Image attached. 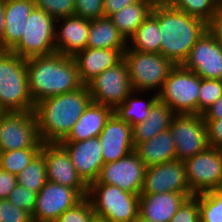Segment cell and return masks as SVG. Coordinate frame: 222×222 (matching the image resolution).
Wrapping results in <instances>:
<instances>
[{
    "mask_svg": "<svg viewBox=\"0 0 222 222\" xmlns=\"http://www.w3.org/2000/svg\"><path fill=\"white\" fill-rule=\"evenodd\" d=\"M89 29L90 20L76 15L56 20V52L74 57L86 48Z\"/></svg>",
    "mask_w": 222,
    "mask_h": 222,
    "instance_id": "obj_20",
    "label": "cell"
},
{
    "mask_svg": "<svg viewBox=\"0 0 222 222\" xmlns=\"http://www.w3.org/2000/svg\"><path fill=\"white\" fill-rule=\"evenodd\" d=\"M222 96V80L200 78L198 114H203Z\"/></svg>",
    "mask_w": 222,
    "mask_h": 222,
    "instance_id": "obj_35",
    "label": "cell"
},
{
    "mask_svg": "<svg viewBox=\"0 0 222 222\" xmlns=\"http://www.w3.org/2000/svg\"><path fill=\"white\" fill-rule=\"evenodd\" d=\"M194 194L140 193L139 214L152 222H169L179 207Z\"/></svg>",
    "mask_w": 222,
    "mask_h": 222,
    "instance_id": "obj_22",
    "label": "cell"
},
{
    "mask_svg": "<svg viewBox=\"0 0 222 222\" xmlns=\"http://www.w3.org/2000/svg\"><path fill=\"white\" fill-rule=\"evenodd\" d=\"M146 166L133 151L128 156L114 162L105 163L96 181L115 185L132 194L140 195L145 177Z\"/></svg>",
    "mask_w": 222,
    "mask_h": 222,
    "instance_id": "obj_14",
    "label": "cell"
},
{
    "mask_svg": "<svg viewBox=\"0 0 222 222\" xmlns=\"http://www.w3.org/2000/svg\"><path fill=\"white\" fill-rule=\"evenodd\" d=\"M210 147L222 149V119L205 120Z\"/></svg>",
    "mask_w": 222,
    "mask_h": 222,
    "instance_id": "obj_42",
    "label": "cell"
},
{
    "mask_svg": "<svg viewBox=\"0 0 222 222\" xmlns=\"http://www.w3.org/2000/svg\"><path fill=\"white\" fill-rule=\"evenodd\" d=\"M207 30L222 45V2L218 4L216 11L213 13L212 19L207 23Z\"/></svg>",
    "mask_w": 222,
    "mask_h": 222,
    "instance_id": "obj_44",
    "label": "cell"
},
{
    "mask_svg": "<svg viewBox=\"0 0 222 222\" xmlns=\"http://www.w3.org/2000/svg\"><path fill=\"white\" fill-rule=\"evenodd\" d=\"M169 222H200L199 194L188 198Z\"/></svg>",
    "mask_w": 222,
    "mask_h": 222,
    "instance_id": "obj_39",
    "label": "cell"
},
{
    "mask_svg": "<svg viewBox=\"0 0 222 222\" xmlns=\"http://www.w3.org/2000/svg\"><path fill=\"white\" fill-rule=\"evenodd\" d=\"M202 115L204 120L222 119V96L217 99Z\"/></svg>",
    "mask_w": 222,
    "mask_h": 222,
    "instance_id": "obj_46",
    "label": "cell"
},
{
    "mask_svg": "<svg viewBox=\"0 0 222 222\" xmlns=\"http://www.w3.org/2000/svg\"><path fill=\"white\" fill-rule=\"evenodd\" d=\"M99 222H135L139 215L140 195L115 185L91 183L86 196Z\"/></svg>",
    "mask_w": 222,
    "mask_h": 222,
    "instance_id": "obj_5",
    "label": "cell"
},
{
    "mask_svg": "<svg viewBox=\"0 0 222 222\" xmlns=\"http://www.w3.org/2000/svg\"><path fill=\"white\" fill-rule=\"evenodd\" d=\"M113 113L112 108L91 101L62 141H83L98 137Z\"/></svg>",
    "mask_w": 222,
    "mask_h": 222,
    "instance_id": "obj_24",
    "label": "cell"
},
{
    "mask_svg": "<svg viewBox=\"0 0 222 222\" xmlns=\"http://www.w3.org/2000/svg\"><path fill=\"white\" fill-rule=\"evenodd\" d=\"M84 197L74 188L46 181L37 193L33 222H55L67 209Z\"/></svg>",
    "mask_w": 222,
    "mask_h": 222,
    "instance_id": "obj_13",
    "label": "cell"
},
{
    "mask_svg": "<svg viewBox=\"0 0 222 222\" xmlns=\"http://www.w3.org/2000/svg\"><path fill=\"white\" fill-rule=\"evenodd\" d=\"M135 222H152L149 219L143 218L140 214L138 215V218L136 219Z\"/></svg>",
    "mask_w": 222,
    "mask_h": 222,
    "instance_id": "obj_49",
    "label": "cell"
},
{
    "mask_svg": "<svg viewBox=\"0 0 222 222\" xmlns=\"http://www.w3.org/2000/svg\"><path fill=\"white\" fill-rule=\"evenodd\" d=\"M140 0H103L104 17L120 11L123 7L139 2Z\"/></svg>",
    "mask_w": 222,
    "mask_h": 222,
    "instance_id": "obj_45",
    "label": "cell"
},
{
    "mask_svg": "<svg viewBox=\"0 0 222 222\" xmlns=\"http://www.w3.org/2000/svg\"><path fill=\"white\" fill-rule=\"evenodd\" d=\"M199 91L200 77L182 65H176L158 93V99L175 114H198Z\"/></svg>",
    "mask_w": 222,
    "mask_h": 222,
    "instance_id": "obj_7",
    "label": "cell"
},
{
    "mask_svg": "<svg viewBox=\"0 0 222 222\" xmlns=\"http://www.w3.org/2000/svg\"><path fill=\"white\" fill-rule=\"evenodd\" d=\"M200 222H222V189L199 194Z\"/></svg>",
    "mask_w": 222,
    "mask_h": 222,
    "instance_id": "obj_33",
    "label": "cell"
},
{
    "mask_svg": "<svg viewBox=\"0 0 222 222\" xmlns=\"http://www.w3.org/2000/svg\"><path fill=\"white\" fill-rule=\"evenodd\" d=\"M158 21L150 14L127 41V48L139 52L160 53Z\"/></svg>",
    "mask_w": 222,
    "mask_h": 222,
    "instance_id": "obj_30",
    "label": "cell"
},
{
    "mask_svg": "<svg viewBox=\"0 0 222 222\" xmlns=\"http://www.w3.org/2000/svg\"><path fill=\"white\" fill-rule=\"evenodd\" d=\"M40 152L46 163L47 180L76 189L87 196L88 185L78 175L66 150L59 143H43Z\"/></svg>",
    "mask_w": 222,
    "mask_h": 222,
    "instance_id": "obj_16",
    "label": "cell"
},
{
    "mask_svg": "<svg viewBox=\"0 0 222 222\" xmlns=\"http://www.w3.org/2000/svg\"><path fill=\"white\" fill-rule=\"evenodd\" d=\"M98 139L104 164L124 158L134 151L132 126L115 113L107 120Z\"/></svg>",
    "mask_w": 222,
    "mask_h": 222,
    "instance_id": "obj_19",
    "label": "cell"
},
{
    "mask_svg": "<svg viewBox=\"0 0 222 222\" xmlns=\"http://www.w3.org/2000/svg\"><path fill=\"white\" fill-rule=\"evenodd\" d=\"M35 8L43 10L55 20L75 15L74 0H34Z\"/></svg>",
    "mask_w": 222,
    "mask_h": 222,
    "instance_id": "obj_36",
    "label": "cell"
},
{
    "mask_svg": "<svg viewBox=\"0 0 222 222\" xmlns=\"http://www.w3.org/2000/svg\"><path fill=\"white\" fill-rule=\"evenodd\" d=\"M4 33V0L0 1V50H2V38Z\"/></svg>",
    "mask_w": 222,
    "mask_h": 222,
    "instance_id": "obj_47",
    "label": "cell"
},
{
    "mask_svg": "<svg viewBox=\"0 0 222 222\" xmlns=\"http://www.w3.org/2000/svg\"><path fill=\"white\" fill-rule=\"evenodd\" d=\"M154 5H172L175 0H152Z\"/></svg>",
    "mask_w": 222,
    "mask_h": 222,
    "instance_id": "obj_48",
    "label": "cell"
},
{
    "mask_svg": "<svg viewBox=\"0 0 222 222\" xmlns=\"http://www.w3.org/2000/svg\"><path fill=\"white\" fill-rule=\"evenodd\" d=\"M174 115L175 113L164 102L157 99L150 108L146 120L132 126L134 147L167 130Z\"/></svg>",
    "mask_w": 222,
    "mask_h": 222,
    "instance_id": "obj_26",
    "label": "cell"
},
{
    "mask_svg": "<svg viewBox=\"0 0 222 222\" xmlns=\"http://www.w3.org/2000/svg\"><path fill=\"white\" fill-rule=\"evenodd\" d=\"M55 29L56 20L43 10L34 8L26 21L22 38L10 51L25 59L55 53Z\"/></svg>",
    "mask_w": 222,
    "mask_h": 222,
    "instance_id": "obj_8",
    "label": "cell"
},
{
    "mask_svg": "<svg viewBox=\"0 0 222 222\" xmlns=\"http://www.w3.org/2000/svg\"><path fill=\"white\" fill-rule=\"evenodd\" d=\"M75 15L87 20L104 17L103 0H74Z\"/></svg>",
    "mask_w": 222,
    "mask_h": 222,
    "instance_id": "obj_41",
    "label": "cell"
},
{
    "mask_svg": "<svg viewBox=\"0 0 222 222\" xmlns=\"http://www.w3.org/2000/svg\"><path fill=\"white\" fill-rule=\"evenodd\" d=\"M168 129L175 142L176 160L185 161L209 147L201 114H175Z\"/></svg>",
    "mask_w": 222,
    "mask_h": 222,
    "instance_id": "obj_11",
    "label": "cell"
},
{
    "mask_svg": "<svg viewBox=\"0 0 222 222\" xmlns=\"http://www.w3.org/2000/svg\"><path fill=\"white\" fill-rule=\"evenodd\" d=\"M86 47L99 49H126L127 41L109 17L90 21Z\"/></svg>",
    "mask_w": 222,
    "mask_h": 222,
    "instance_id": "obj_27",
    "label": "cell"
},
{
    "mask_svg": "<svg viewBox=\"0 0 222 222\" xmlns=\"http://www.w3.org/2000/svg\"><path fill=\"white\" fill-rule=\"evenodd\" d=\"M164 192L193 194L189 189L184 161L174 160L146 167L141 193Z\"/></svg>",
    "mask_w": 222,
    "mask_h": 222,
    "instance_id": "obj_17",
    "label": "cell"
},
{
    "mask_svg": "<svg viewBox=\"0 0 222 222\" xmlns=\"http://www.w3.org/2000/svg\"><path fill=\"white\" fill-rule=\"evenodd\" d=\"M34 8V0H4L2 50L10 51L20 41L26 21Z\"/></svg>",
    "mask_w": 222,
    "mask_h": 222,
    "instance_id": "obj_23",
    "label": "cell"
},
{
    "mask_svg": "<svg viewBox=\"0 0 222 222\" xmlns=\"http://www.w3.org/2000/svg\"><path fill=\"white\" fill-rule=\"evenodd\" d=\"M55 222H97V220L89 199L84 197L60 215Z\"/></svg>",
    "mask_w": 222,
    "mask_h": 222,
    "instance_id": "obj_37",
    "label": "cell"
},
{
    "mask_svg": "<svg viewBox=\"0 0 222 222\" xmlns=\"http://www.w3.org/2000/svg\"><path fill=\"white\" fill-rule=\"evenodd\" d=\"M151 15L160 29V53L175 65H182L190 50L207 30V23L172 5H154Z\"/></svg>",
    "mask_w": 222,
    "mask_h": 222,
    "instance_id": "obj_3",
    "label": "cell"
},
{
    "mask_svg": "<svg viewBox=\"0 0 222 222\" xmlns=\"http://www.w3.org/2000/svg\"><path fill=\"white\" fill-rule=\"evenodd\" d=\"M26 68L28 89L35 104L83 86L75 59L58 52L27 58Z\"/></svg>",
    "mask_w": 222,
    "mask_h": 222,
    "instance_id": "obj_1",
    "label": "cell"
},
{
    "mask_svg": "<svg viewBox=\"0 0 222 222\" xmlns=\"http://www.w3.org/2000/svg\"><path fill=\"white\" fill-rule=\"evenodd\" d=\"M182 66L200 78L222 80V45L206 30L192 47Z\"/></svg>",
    "mask_w": 222,
    "mask_h": 222,
    "instance_id": "obj_15",
    "label": "cell"
},
{
    "mask_svg": "<svg viewBox=\"0 0 222 222\" xmlns=\"http://www.w3.org/2000/svg\"><path fill=\"white\" fill-rule=\"evenodd\" d=\"M41 148H24L0 153V168L17 176L40 152Z\"/></svg>",
    "mask_w": 222,
    "mask_h": 222,
    "instance_id": "obj_32",
    "label": "cell"
},
{
    "mask_svg": "<svg viewBox=\"0 0 222 222\" xmlns=\"http://www.w3.org/2000/svg\"><path fill=\"white\" fill-rule=\"evenodd\" d=\"M68 153L78 175L87 184L96 181L104 165L98 137L83 141H60Z\"/></svg>",
    "mask_w": 222,
    "mask_h": 222,
    "instance_id": "obj_18",
    "label": "cell"
},
{
    "mask_svg": "<svg viewBox=\"0 0 222 222\" xmlns=\"http://www.w3.org/2000/svg\"><path fill=\"white\" fill-rule=\"evenodd\" d=\"M190 191L194 194L222 189V149L208 147L184 161Z\"/></svg>",
    "mask_w": 222,
    "mask_h": 222,
    "instance_id": "obj_10",
    "label": "cell"
},
{
    "mask_svg": "<svg viewBox=\"0 0 222 222\" xmlns=\"http://www.w3.org/2000/svg\"><path fill=\"white\" fill-rule=\"evenodd\" d=\"M34 111L0 113V151L41 148Z\"/></svg>",
    "mask_w": 222,
    "mask_h": 222,
    "instance_id": "obj_9",
    "label": "cell"
},
{
    "mask_svg": "<svg viewBox=\"0 0 222 222\" xmlns=\"http://www.w3.org/2000/svg\"><path fill=\"white\" fill-rule=\"evenodd\" d=\"M0 222H33L26 210L20 209L8 199L0 200Z\"/></svg>",
    "mask_w": 222,
    "mask_h": 222,
    "instance_id": "obj_40",
    "label": "cell"
},
{
    "mask_svg": "<svg viewBox=\"0 0 222 222\" xmlns=\"http://www.w3.org/2000/svg\"><path fill=\"white\" fill-rule=\"evenodd\" d=\"M153 6L154 3L152 0H140L139 2L123 7L109 18L124 39L128 41L136 29L149 17Z\"/></svg>",
    "mask_w": 222,
    "mask_h": 222,
    "instance_id": "obj_28",
    "label": "cell"
},
{
    "mask_svg": "<svg viewBox=\"0 0 222 222\" xmlns=\"http://www.w3.org/2000/svg\"><path fill=\"white\" fill-rule=\"evenodd\" d=\"M125 49L88 48L78 52L73 58L77 64L80 81L87 85L106 69L123 60Z\"/></svg>",
    "mask_w": 222,
    "mask_h": 222,
    "instance_id": "obj_21",
    "label": "cell"
},
{
    "mask_svg": "<svg viewBox=\"0 0 222 222\" xmlns=\"http://www.w3.org/2000/svg\"><path fill=\"white\" fill-rule=\"evenodd\" d=\"M17 183V176L0 168V200L8 199Z\"/></svg>",
    "mask_w": 222,
    "mask_h": 222,
    "instance_id": "obj_43",
    "label": "cell"
},
{
    "mask_svg": "<svg viewBox=\"0 0 222 222\" xmlns=\"http://www.w3.org/2000/svg\"><path fill=\"white\" fill-rule=\"evenodd\" d=\"M29 89L26 59L9 50H0V111H34Z\"/></svg>",
    "mask_w": 222,
    "mask_h": 222,
    "instance_id": "obj_4",
    "label": "cell"
},
{
    "mask_svg": "<svg viewBox=\"0 0 222 222\" xmlns=\"http://www.w3.org/2000/svg\"><path fill=\"white\" fill-rule=\"evenodd\" d=\"M123 60L127 65L133 91L159 93L171 70L176 66L161 53L139 52L126 48Z\"/></svg>",
    "mask_w": 222,
    "mask_h": 222,
    "instance_id": "obj_6",
    "label": "cell"
},
{
    "mask_svg": "<svg viewBox=\"0 0 222 222\" xmlns=\"http://www.w3.org/2000/svg\"><path fill=\"white\" fill-rule=\"evenodd\" d=\"M91 101L89 89L83 85L76 91L37 102L34 113L41 141L59 143L64 140Z\"/></svg>",
    "mask_w": 222,
    "mask_h": 222,
    "instance_id": "obj_2",
    "label": "cell"
},
{
    "mask_svg": "<svg viewBox=\"0 0 222 222\" xmlns=\"http://www.w3.org/2000/svg\"><path fill=\"white\" fill-rule=\"evenodd\" d=\"M87 87L93 102L113 110L133 92L124 60L100 73L87 84Z\"/></svg>",
    "mask_w": 222,
    "mask_h": 222,
    "instance_id": "obj_12",
    "label": "cell"
},
{
    "mask_svg": "<svg viewBox=\"0 0 222 222\" xmlns=\"http://www.w3.org/2000/svg\"><path fill=\"white\" fill-rule=\"evenodd\" d=\"M141 94L144 96V92L133 91L124 99L123 103L114 110V113L121 120L129 123L131 126L146 120L150 108L158 99V94L155 92L151 96H148L149 99L146 97V100L145 96L143 98Z\"/></svg>",
    "mask_w": 222,
    "mask_h": 222,
    "instance_id": "obj_29",
    "label": "cell"
},
{
    "mask_svg": "<svg viewBox=\"0 0 222 222\" xmlns=\"http://www.w3.org/2000/svg\"><path fill=\"white\" fill-rule=\"evenodd\" d=\"M219 3L220 0H175L172 6L176 10L198 17L208 23Z\"/></svg>",
    "mask_w": 222,
    "mask_h": 222,
    "instance_id": "obj_34",
    "label": "cell"
},
{
    "mask_svg": "<svg viewBox=\"0 0 222 222\" xmlns=\"http://www.w3.org/2000/svg\"><path fill=\"white\" fill-rule=\"evenodd\" d=\"M36 200L37 193L28 190L18 183L8 197V201L20 209L26 210L31 215L33 214Z\"/></svg>",
    "mask_w": 222,
    "mask_h": 222,
    "instance_id": "obj_38",
    "label": "cell"
},
{
    "mask_svg": "<svg viewBox=\"0 0 222 222\" xmlns=\"http://www.w3.org/2000/svg\"><path fill=\"white\" fill-rule=\"evenodd\" d=\"M134 152L146 167L176 160L175 142L169 129L137 144Z\"/></svg>",
    "mask_w": 222,
    "mask_h": 222,
    "instance_id": "obj_25",
    "label": "cell"
},
{
    "mask_svg": "<svg viewBox=\"0 0 222 222\" xmlns=\"http://www.w3.org/2000/svg\"><path fill=\"white\" fill-rule=\"evenodd\" d=\"M47 181L46 163L39 152L17 175V182L28 190L38 193Z\"/></svg>",
    "mask_w": 222,
    "mask_h": 222,
    "instance_id": "obj_31",
    "label": "cell"
}]
</instances>
